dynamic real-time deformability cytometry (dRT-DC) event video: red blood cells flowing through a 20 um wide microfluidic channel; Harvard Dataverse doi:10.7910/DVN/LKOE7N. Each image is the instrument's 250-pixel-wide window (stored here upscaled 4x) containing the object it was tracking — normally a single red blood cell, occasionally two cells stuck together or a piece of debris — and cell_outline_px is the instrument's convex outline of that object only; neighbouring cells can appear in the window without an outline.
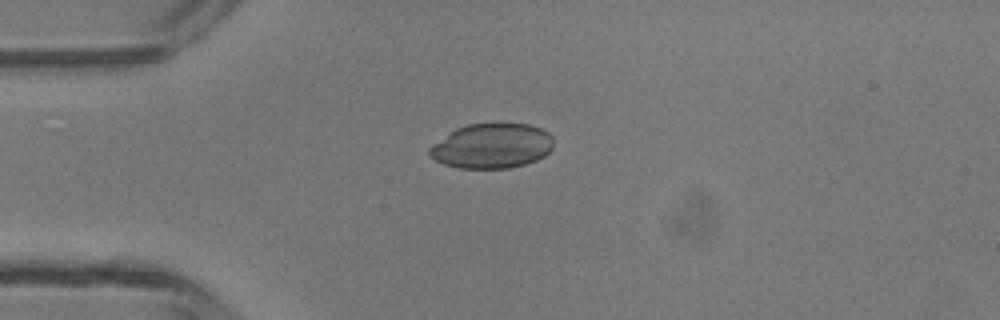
{"species": "common noctule bat (a hibernating species)", "species_latin": "Nyctalus noctula", "temperature_condition": "room temperature", "stored_images_in_passage": 3, "camera_frame_rate_fps": 3000, "um_per_image_px": 0.085, "animal": {"sex": "male", "body_mass_g": 13.3}, "frame": {"image": 1, "passage_image": 2, "time_ms": 1.333, "image_size_px": [1000, 320], "cell_outline_px": [[552, 148], [544, 156], [536, 160], [524, 164], [508, 168], [460, 168], [444, 164], [428, 156], [428, 148], [432, 144], [456, 128], [468, 124], [528, 124], [540, 128], [548, 132], [552, 136]], "centroid_in_image_um": [41.78, 12.41], "position_along_channel_um": 43.2, "area_um2": 32.31}}